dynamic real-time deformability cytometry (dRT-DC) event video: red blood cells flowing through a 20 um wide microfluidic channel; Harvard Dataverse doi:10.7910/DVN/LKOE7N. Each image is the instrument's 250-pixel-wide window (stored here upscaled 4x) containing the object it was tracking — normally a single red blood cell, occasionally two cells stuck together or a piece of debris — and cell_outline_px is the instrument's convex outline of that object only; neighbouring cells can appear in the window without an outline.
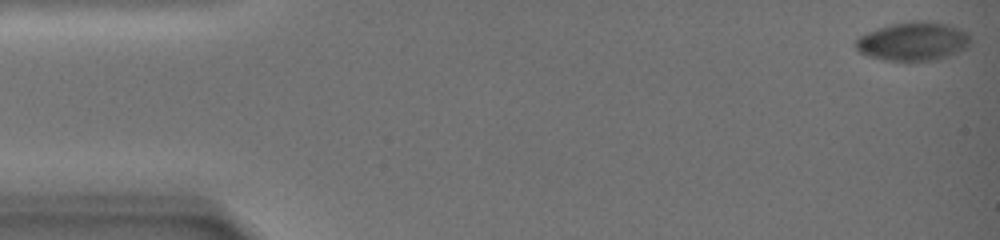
{"species": "common noctule bat (a hibernating species)", "species_latin": "Nyctalus noctula", "temperature_condition": "warm", "stored_images_in_passage": 11, "camera_frame_rate_fps": 3000, "um_per_image_px": 0.085, "animal": {"sex": "female", "body_mass_g": 19.0, "forearm_length_mm": 51.5}, "frame": {"image": 1, "passage_image": 1, "time_ms": 0.0, "image_size_px": [1000, 240], "cell_outline_px": [[972, 40], [968, 48], [948, 56], [936, 60], [884, 60], [868, 56], [860, 52], [856, 48], [856, 40], [860, 36], [868, 32], [892, 24], [916, 20], [948, 24], [960, 28], [968, 32]], "centroid_in_image_um": [77.68, 3.51], "position_along_channel_um": 7.3, "area_um2": 25.78}}
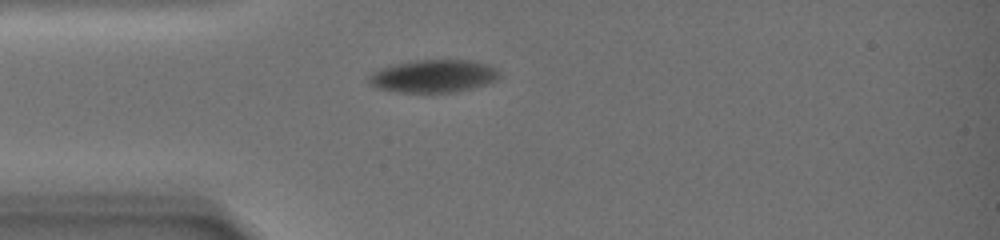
{"frame": {"image": 2, "passage_image": 10, "time_ms": 6.0, "image_size_px": [1000, 240], "cell_outline_px": [[500, 80], [488, 84], [456, 92], [396, 92], [376, 88], [368, 84], [368, 76], [372, 72], [380, 68], [392, 64], [412, 60], [472, 60], [488, 64], [496, 68], [500, 72]], "centroid_in_image_um": [36.85, 6.46], "position_along_channel_um": 48.1, "area_um2": 25.43}}